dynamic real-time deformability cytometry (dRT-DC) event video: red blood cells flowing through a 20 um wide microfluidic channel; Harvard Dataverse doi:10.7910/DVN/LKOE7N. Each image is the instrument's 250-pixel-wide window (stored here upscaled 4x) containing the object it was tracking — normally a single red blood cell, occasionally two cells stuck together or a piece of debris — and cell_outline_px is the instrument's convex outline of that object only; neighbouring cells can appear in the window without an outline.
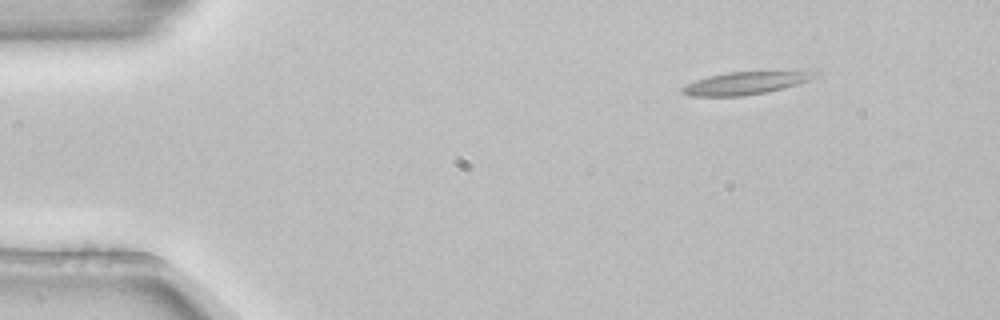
{"species": "common noctule bat (a hibernating species)", "species_latin": "Nyctalus noctula", "temperature_condition": "room temperature", "stored_images_in_passage": 3, "camera_frame_rate_fps": 3000, "um_per_image_px": 0.085, "animal": {"sex": "female", "body_mass_g": 22.7, "forearm_length_mm": 54.2}, "frame": {"image": 1, "passage_image": 1, "time_ms": 0.0, "image_size_px": [1000, 320], "cell_outline_px": [[820, 76], [800, 84], [764, 92], [744, 96], [692, 96], [680, 92], [680, 88], [696, 80], [708, 76], [728, 72], [820, 72]], "centroid_in_image_um": [63.35, 7.07], "position_along_channel_um": 21.7, "area_um2": 17.22}}
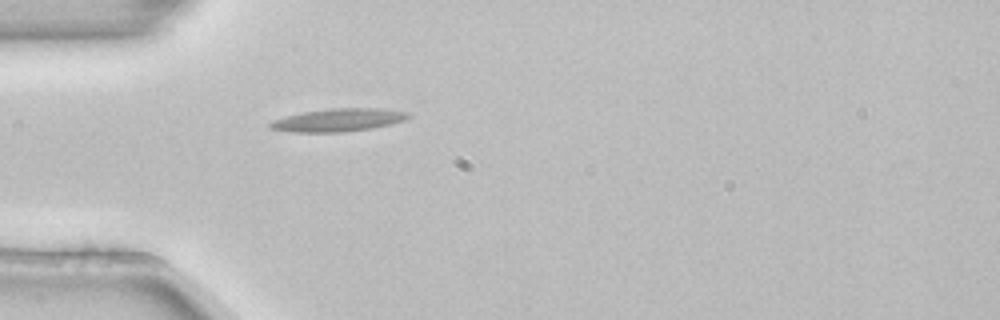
{"frame": {"image": 2, "passage_image": 3, "time_ms": 0.667, "image_size_px": [1000, 320], "cell_outline_px": [[412, 116], [404, 120], [372, 128], [340, 132], [292, 132], [268, 128], [268, 124], [272, 120], [284, 116], [304, 112], [332, 108], [380, 108], [408, 112]], "centroid_in_image_um": [28.72, 10.2], "position_along_channel_um": 56.3, "area_um2": 18.38}}